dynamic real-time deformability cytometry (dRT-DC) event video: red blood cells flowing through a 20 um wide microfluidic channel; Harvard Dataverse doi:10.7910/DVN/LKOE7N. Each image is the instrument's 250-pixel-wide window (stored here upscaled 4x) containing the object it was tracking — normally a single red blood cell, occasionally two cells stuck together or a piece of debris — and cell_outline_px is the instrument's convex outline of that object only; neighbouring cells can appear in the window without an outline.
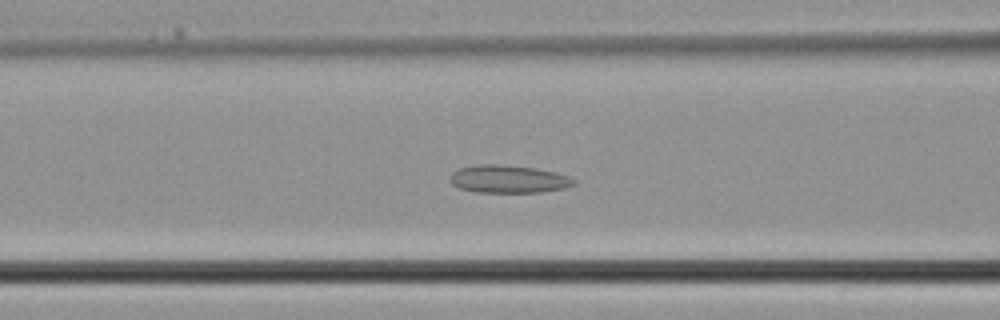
{"species": "common noctule bat (a hibernating species)", "species_latin": "Nyctalus noctula", "temperature_condition": "cold", "stored_images_in_passage": 33, "camera_frame_rate_fps": 3000, "um_per_image_px": 0.085, "animal": {"sex": "male", "body_mass_g": 21.5, "forearm_length_mm": 52.0}, "frame": {"image": 1, "passage_image": 11, "time_ms": 3.333, "image_size_px": [1000, 320], "cell_outline_px": [[576, 184], [564, 188], [540, 192], [476, 192], [460, 188], [452, 184], [448, 180], [452, 172], [460, 168], [476, 164], [500, 164], [536, 168], [556, 172], [568, 176], [576, 180]], "centroid_in_image_um": [43.21, 15.21], "position_along_channel_um": 123.4, "area_um2": 20.17}}
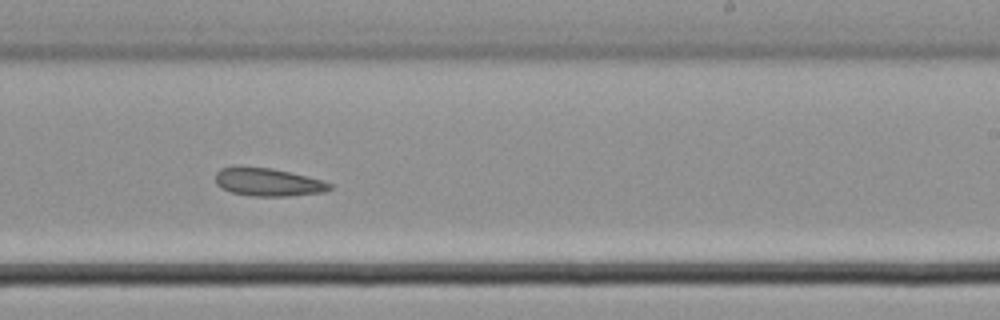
{"frame": {"image": 2, "passage_image": 19, "time_ms": 6.0, "image_size_px": [1000, 320], "cell_outline_px": [[332, 188], [324, 192], [288, 196], [252, 196], [232, 192], [220, 188], [216, 184], [216, 172], [220, 168], [272, 168], [320, 180], [332, 184]], "centroid_in_image_um": [22.78, 15.51], "position_along_channel_um": 266.2, "area_um2": 18.15}}
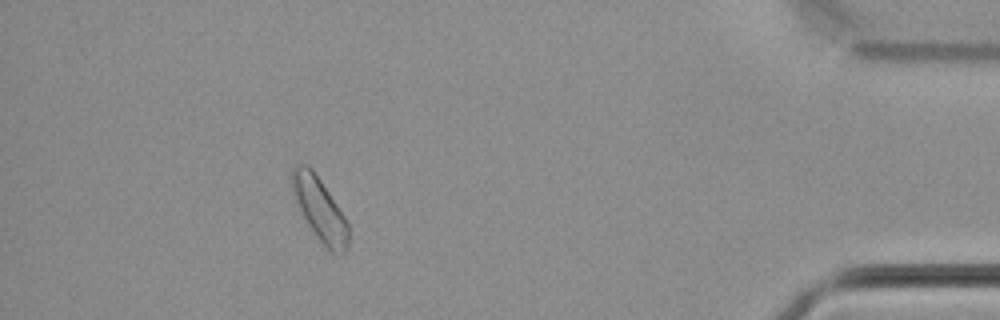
{"frame": {"image": 3, "passage_image": 30, "time_ms": 9.667, "image_size_px": [1000, 320], "cell_outline_px": [[348, 244], [344, 252], [340, 256], [332, 252], [320, 240], [308, 224], [288, 184], [292, 168], [300, 164], [304, 164], [312, 168], [344, 216], [348, 224]], "centroid_in_image_um": [27.15, 17.75], "position_along_channel_um": 408.1, "area_um2": 20.35}}